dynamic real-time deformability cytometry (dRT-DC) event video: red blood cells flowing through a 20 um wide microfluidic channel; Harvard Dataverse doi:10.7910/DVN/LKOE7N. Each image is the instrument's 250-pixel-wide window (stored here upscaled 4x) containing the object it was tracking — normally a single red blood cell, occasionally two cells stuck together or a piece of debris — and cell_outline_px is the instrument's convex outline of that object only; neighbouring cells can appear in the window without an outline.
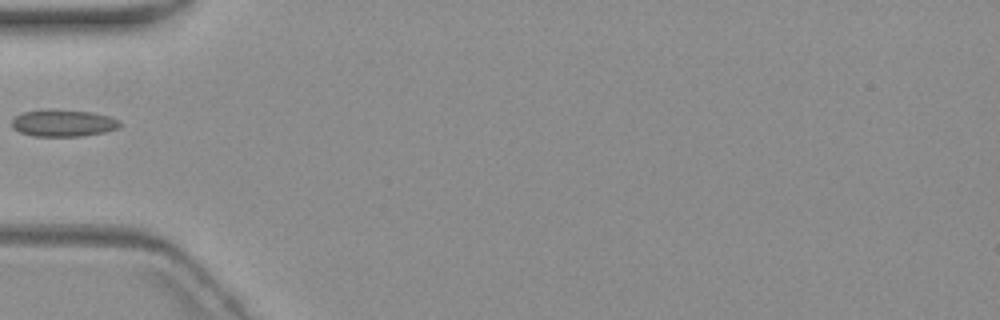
{"species": "common noctule bat (a hibernating species)", "species_latin": "Nyctalus noctula", "temperature_condition": "warm", "stored_images_in_passage": 1, "camera_frame_rate_fps": 3000, "um_per_image_px": 0.085, "animal": {"sex": "female", "body_mass_g": 19.3, "forearm_length_mm": 54.1}, "frame": {"image": 1, "passage_image": 1, "time_ms": 0.0, "image_size_px": [1000, 320], "cell_outline_px": [[120, 124], [116, 128], [104, 132], [80, 136], [36, 136], [20, 132], [12, 128], [12, 120], [16, 116], [24, 112], [40, 108], [52, 108], [92, 112], [112, 116], [120, 120]], "centroid_in_image_um": [5.36, 10.43], "position_along_channel_um": 79.6, "area_um2": 17.22}}